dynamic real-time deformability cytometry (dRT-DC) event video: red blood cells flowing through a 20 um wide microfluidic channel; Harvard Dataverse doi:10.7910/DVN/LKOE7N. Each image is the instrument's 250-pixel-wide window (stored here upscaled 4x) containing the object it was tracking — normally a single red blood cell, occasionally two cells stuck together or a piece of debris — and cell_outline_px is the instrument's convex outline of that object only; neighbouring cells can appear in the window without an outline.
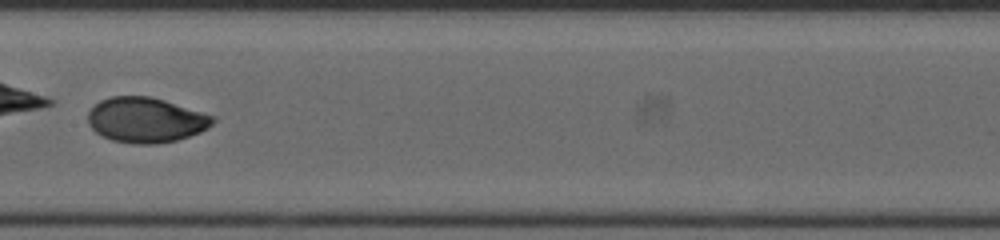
{"species": "human", "species_latin": "Homo sapiens", "temperature_condition": "cold", "stored_images_in_passage": 52, "camera_frame_rate_fps": 3000, "um_per_image_px": 0.085, "donor": {"sex": "female"}, "frame": {"image": 1, "passage_image": 30, "time_ms": 9.667, "image_size_px": [1000, 240], "cell_outline_px": [[216, 120], [208, 128], [200, 132], [176, 140], [156, 144], [132, 144], [112, 140], [96, 132], [88, 124], [88, 112], [100, 100], [112, 96], [148, 96], [164, 100], [216, 116]], "centroid_in_image_um": [12.41, 10.2], "position_along_channel_um": 195.0, "area_um2": 32.83}, "authors_computed_cell_mechanics": {"area_um2": 32.2813, "velocity_mm_per_s": 4.0298, "shape_relaxation_time_tau1_ms": 1.4271, "shape_relaxation_time_tau2_ms": null, "deformation_change_tau1": 0.3012, "deformation_change_tau2": null}}